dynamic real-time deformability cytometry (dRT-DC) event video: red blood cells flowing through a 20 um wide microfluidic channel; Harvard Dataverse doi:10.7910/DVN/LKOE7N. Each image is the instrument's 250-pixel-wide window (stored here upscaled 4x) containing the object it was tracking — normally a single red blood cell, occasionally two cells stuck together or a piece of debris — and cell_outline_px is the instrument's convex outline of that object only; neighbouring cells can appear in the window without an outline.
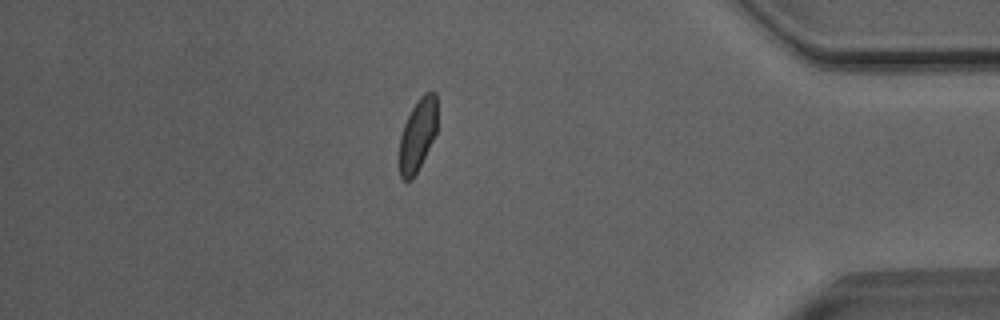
{"species": "Egyptian fruit bat (a non-hibernating species)", "species_latin": "Rousettus aegyptiacus", "temperature_condition": "room temperature", "stored_images_in_passage": 31, "camera_frame_rate_fps": 3000, "um_per_image_px": 0.085, "animal": {"sex": "male"}, "frame": {"image": 1, "passage_image": 31, "time_ms": 10.0, "image_size_px": [1000, 320], "cell_outline_px": [[436, 132], [412, 180], [404, 180], [400, 176], [400, 136], [404, 124], [416, 100], [424, 92], [436, 92]], "centroid_in_image_um": [35.49, 11.42], "position_along_channel_um": 399.7, "area_um2": 15.61}, "authors_computed_cell_mechanics": {"area_um2": 17.1088, "velocity_mm_per_s": 4.0549, "shape_relaxation_time_tau1_ms": 4.6577, "shape_relaxation_time_tau2_ms": 0.9238, "deformation_change_tau1": 0.0908, "deformation_change_tau2": 0.051}}